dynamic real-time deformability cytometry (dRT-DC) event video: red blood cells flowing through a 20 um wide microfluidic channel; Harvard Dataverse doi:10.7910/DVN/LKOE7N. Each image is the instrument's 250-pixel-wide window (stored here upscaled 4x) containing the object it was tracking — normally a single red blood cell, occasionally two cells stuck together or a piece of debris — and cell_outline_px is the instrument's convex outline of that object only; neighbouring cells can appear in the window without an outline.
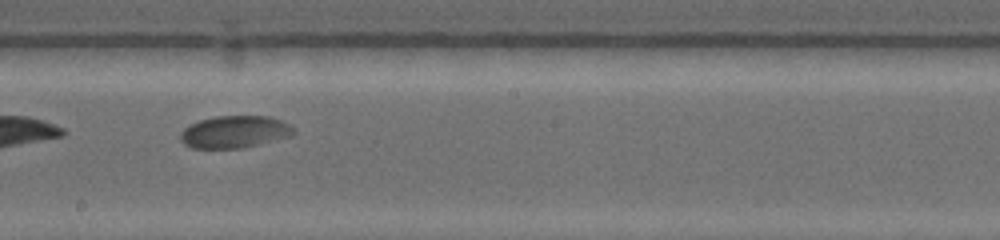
{"species": "common noctule bat (a hibernating species)", "species_latin": "Nyctalus noctula", "temperature_condition": "warm", "stored_images_in_passage": 54, "camera_frame_rate_fps": 4500, "um_per_image_px": 0.085, "animal": {"sex": "female", "body_mass_g": 19.0, "forearm_length_mm": 53.3}, "frame": {"image": 1, "passage_image": 17, "time_ms": 3.556, "image_size_px": [1000, 240], "cell_outline_px": [[296, 132], [292, 136], [244, 148], [192, 148], [184, 144], [180, 140], [180, 132], [188, 124], [200, 120], [216, 116], [268, 116], [280, 120], [296, 128]], "centroid_in_image_um": [19.95, 11.21], "position_along_channel_um": 228.3, "area_um2": 21.5}}
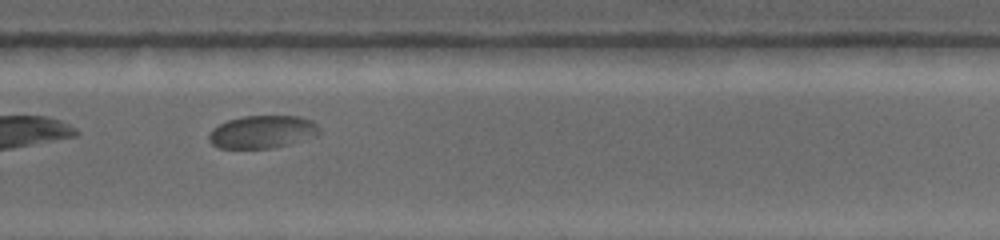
{"frame": {"image": 2, "passage_image": 27, "time_ms": 5.778, "image_size_px": [1000, 240], "cell_outline_px": [[320, 132], [316, 136], [288, 144], [272, 148], [220, 148], [212, 144], [208, 140], [208, 136], [212, 128], [228, 120], [244, 116], [300, 116], [312, 120], [320, 128]], "centroid_in_image_um": [22.3, 11.2], "position_along_channel_um": 307.5, "area_um2": 21.1}}